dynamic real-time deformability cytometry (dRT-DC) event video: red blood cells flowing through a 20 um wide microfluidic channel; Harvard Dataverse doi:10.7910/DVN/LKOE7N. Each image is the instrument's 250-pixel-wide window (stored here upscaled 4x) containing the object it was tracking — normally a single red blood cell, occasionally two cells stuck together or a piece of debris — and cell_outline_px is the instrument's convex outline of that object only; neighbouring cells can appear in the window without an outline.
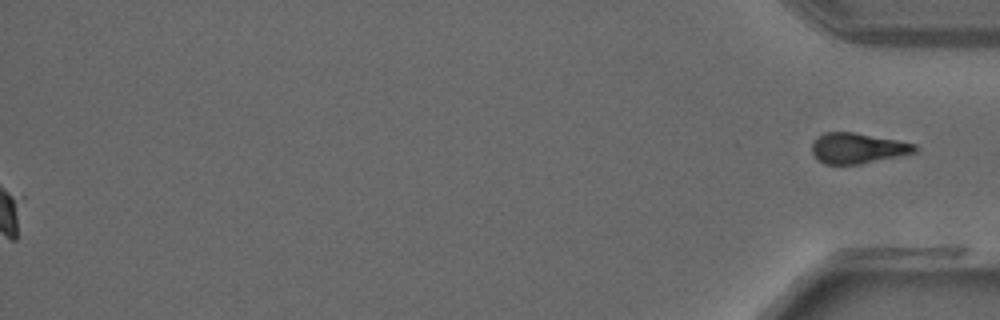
{"species": "common noctule bat (a hibernating species)", "species_latin": "Nyctalus noctula", "temperature_condition": "warm", "stored_images_in_passage": 32, "segment_of_instrument_passage": [2, 2], "camera_frame_rate_fps": 3000, "um_per_image_px": 0.085, "animal": {"sex": "male", "forearm_length_mm": 52.5}, "frame": {"image": 1, "passage_image": 32, "time_ms": 10.333, "image_size_px": [1000, 320], "cell_outline_px": [[920, 148], [916, 152], [860, 164], [824, 164], [812, 152], [812, 140], [816, 136], [824, 132], [852, 132], [896, 140], [916, 144]], "centroid_in_image_um": [72.88, 12.59], "position_along_channel_um": 362.3, "area_um2": 18.21}}